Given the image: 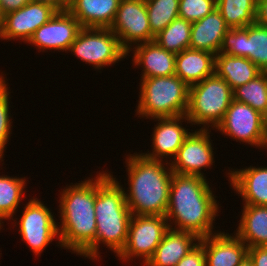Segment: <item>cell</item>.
Returning a JSON list of instances; mask_svg holds the SVG:
<instances>
[{
	"mask_svg": "<svg viewBox=\"0 0 267 266\" xmlns=\"http://www.w3.org/2000/svg\"><path fill=\"white\" fill-rule=\"evenodd\" d=\"M125 164L129 187L123 190L132 215L165 216L173 174L170 163L135 152L126 155Z\"/></svg>",
	"mask_w": 267,
	"mask_h": 266,
	"instance_id": "3957f363",
	"label": "cell"
},
{
	"mask_svg": "<svg viewBox=\"0 0 267 266\" xmlns=\"http://www.w3.org/2000/svg\"><path fill=\"white\" fill-rule=\"evenodd\" d=\"M168 230L166 216L132 215L126 244L117 255L119 261L130 263L137 257L143 260L141 265L144 266Z\"/></svg>",
	"mask_w": 267,
	"mask_h": 266,
	"instance_id": "ba28073f",
	"label": "cell"
},
{
	"mask_svg": "<svg viewBox=\"0 0 267 266\" xmlns=\"http://www.w3.org/2000/svg\"><path fill=\"white\" fill-rule=\"evenodd\" d=\"M21 211L23 214L19 218V222L14 219L15 225H19V234L22 241L27 243L32 252L37 256L41 255L44 249L58 239V246L61 247L58 235V223L54 213L50 208L44 205V202L36 198H31ZM53 213V214H52ZM55 218V219H54ZM16 221V222H15Z\"/></svg>",
	"mask_w": 267,
	"mask_h": 266,
	"instance_id": "9c48e42d",
	"label": "cell"
},
{
	"mask_svg": "<svg viewBox=\"0 0 267 266\" xmlns=\"http://www.w3.org/2000/svg\"><path fill=\"white\" fill-rule=\"evenodd\" d=\"M176 266H206L203 245L199 242Z\"/></svg>",
	"mask_w": 267,
	"mask_h": 266,
	"instance_id": "d6a6232c",
	"label": "cell"
},
{
	"mask_svg": "<svg viewBox=\"0 0 267 266\" xmlns=\"http://www.w3.org/2000/svg\"><path fill=\"white\" fill-rule=\"evenodd\" d=\"M25 177L0 176V219L3 221L14 219L20 207L26 189Z\"/></svg>",
	"mask_w": 267,
	"mask_h": 266,
	"instance_id": "4316f807",
	"label": "cell"
},
{
	"mask_svg": "<svg viewBox=\"0 0 267 266\" xmlns=\"http://www.w3.org/2000/svg\"><path fill=\"white\" fill-rule=\"evenodd\" d=\"M219 53L245 57L262 72H267V27L257 24L230 28Z\"/></svg>",
	"mask_w": 267,
	"mask_h": 266,
	"instance_id": "7c38bea8",
	"label": "cell"
},
{
	"mask_svg": "<svg viewBox=\"0 0 267 266\" xmlns=\"http://www.w3.org/2000/svg\"><path fill=\"white\" fill-rule=\"evenodd\" d=\"M264 121V142H265V150L267 148V112L263 115Z\"/></svg>",
	"mask_w": 267,
	"mask_h": 266,
	"instance_id": "74e56055",
	"label": "cell"
},
{
	"mask_svg": "<svg viewBox=\"0 0 267 266\" xmlns=\"http://www.w3.org/2000/svg\"><path fill=\"white\" fill-rule=\"evenodd\" d=\"M154 122H158L154 126L152 136V152L141 153L144 157L151 160H158L168 163V159L171 157L174 159L178 149L182 146L184 140L190 135L191 132L182 126L183 122H191L186 115H180L175 117L153 118ZM166 158V160H165Z\"/></svg>",
	"mask_w": 267,
	"mask_h": 266,
	"instance_id": "2e32d148",
	"label": "cell"
},
{
	"mask_svg": "<svg viewBox=\"0 0 267 266\" xmlns=\"http://www.w3.org/2000/svg\"><path fill=\"white\" fill-rule=\"evenodd\" d=\"M230 30L220 12L215 8L204 18L192 22L191 49L204 50L217 55L223 38Z\"/></svg>",
	"mask_w": 267,
	"mask_h": 266,
	"instance_id": "44dd1931",
	"label": "cell"
},
{
	"mask_svg": "<svg viewBox=\"0 0 267 266\" xmlns=\"http://www.w3.org/2000/svg\"><path fill=\"white\" fill-rule=\"evenodd\" d=\"M121 0H69L68 11L81 27L110 28Z\"/></svg>",
	"mask_w": 267,
	"mask_h": 266,
	"instance_id": "ffe728a7",
	"label": "cell"
},
{
	"mask_svg": "<svg viewBox=\"0 0 267 266\" xmlns=\"http://www.w3.org/2000/svg\"><path fill=\"white\" fill-rule=\"evenodd\" d=\"M215 232L199 240L204 249L205 265L238 266L248 255V246L235 233Z\"/></svg>",
	"mask_w": 267,
	"mask_h": 266,
	"instance_id": "e0dca14e",
	"label": "cell"
},
{
	"mask_svg": "<svg viewBox=\"0 0 267 266\" xmlns=\"http://www.w3.org/2000/svg\"><path fill=\"white\" fill-rule=\"evenodd\" d=\"M79 21L68 11H57L45 24L40 26L28 41L38 52L54 50L67 52L81 29Z\"/></svg>",
	"mask_w": 267,
	"mask_h": 266,
	"instance_id": "9a60e30c",
	"label": "cell"
},
{
	"mask_svg": "<svg viewBox=\"0 0 267 266\" xmlns=\"http://www.w3.org/2000/svg\"><path fill=\"white\" fill-rule=\"evenodd\" d=\"M97 175L72 183L61 190L58 235L61 248L90 260H95V197Z\"/></svg>",
	"mask_w": 267,
	"mask_h": 266,
	"instance_id": "7a4b0ae2",
	"label": "cell"
},
{
	"mask_svg": "<svg viewBox=\"0 0 267 266\" xmlns=\"http://www.w3.org/2000/svg\"><path fill=\"white\" fill-rule=\"evenodd\" d=\"M136 116L145 119L186 115L189 86L175 74L140 79Z\"/></svg>",
	"mask_w": 267,
	"mask_h": 266,
	"instance_id": "5b68a950",
	"label": "cell"
},
{
	"mask_svg": "<svg viewBox=\"0 0 267 266\" xmlns=\"http://www.w3.org/2000/svg\"><path fill=\"white\" fill-rule=\"evenodd\" d=\"M257 24L267 27V0H257Z\"/></svg>",
	"mask_w": 267,
	"mask_h": 266,
	"instance_id": "d590c367",
	"label": "cell"
},
{
	"mask_svg": "<svg viewBox=\"0 0 267 266\" xmlns=\"http://www.w3.org/2000/svg\"><path fill=\"white\" fill-rule=\"evenodd\" d=\"M30 1L48 4L53 8H55L57 11L68 10L69 6V0H30Z\"/></svg>",
	"mask_w": 267,
	"mask_h": 266,
	"instance_id": "8d00e7d4",
	"label": "cell"
},
{
	"mask_svg": "<svg viewBox=\"0 0 267 266\" xmlns=\"http://www.w3.org/2000/svg\"><path fill=\"white\" fill-rule=\"evenodd\" d=\"M199 240L200 238L193 233L169 228L144 266H176L199 243Z\"/></svg>",
	"mask_w": 267,
	"mask_h": 266,
	"instance_id": "7402d4cb",
	"label": "cell"
},
{
	"mask_svg": "<svg viewBox=\"0 0 267 266\" xmlns=\"http://www.w3.org/2000/svg\"><path fill=\"white\" fill-rule=\"evenodd\" d=\"M191 29L192 22L178 17L159 32L154 41L163 49L178 54L189 48Z\"/></svg>",
	"mask_w": 267,
	"mask_h": 266,
	"instance_id": "83f0119b",
	"label": "cell"
},
{
	"mask_svg": "<svg viewBox=\"0 0 267 266\" xmlns=\"http://www.w3.org/2000/svg\"><path fill=\"white\" fill-rule=\"evenodd\" d=\"M145 3L154 36L179 17V0H145Z\"/></svg>",
	"mask_w": 267,
	"mask_h": 266,
	"instance_id": "f546056e",
	"label": "cell"
},
{
	"mask_svg": "<svg viewBox=\"0 0 267 266\" xmlns=\"http://www.w3.org/2000/svg\"><path fill=\"white\" fill-rule=\"evenodd\" d=\"M215 73V54L187 48L176 54L175 75L189 87Z\"/></svg>",
	"mask_w": 267,
	"mask_h": 266,
	"instance_id": "603a6c76",
	"label": "cell"
},
{
	"mask_svg": "<svg viewBox=\"0 0 267 266\" xmlns=\"http://www.w3.org/2000/svg\"><path fill=\"white\" fill-rule=\"evenodd\" d=\"M30 0H0V8L4 15L25 6Z\"/></svg>",
	"mask_w": 267,
	"mask_h": 266,
	"instance_id": "e575fe53",
	"label": "cell"
},
{
	"mask_svg": "<svg viewBox=\"0 0 267 266\" xmlns=\"http://www.w3.org/2000/svg\"><path fill=\"white\" fill-rule=\"evenodd\" d=\"M233 100L230 85L216 73L189 87V103L186 117L191 125L208 130L223 120Z\"/></svg>",
	"mask_w": 267,
	"mask_h": 266,
	"instance_id": "8992f818",
	"label": "cell"
},
{
	"mask_svg": "<svg viewBox=\"0 0 267 266\" xmlns=\"http://www.w3.org/2000/svg\"><path fill=\"white\" fill-rule=\"evenodd\" d=\"M109 171L97 174L95 197V260H101L100 244L116 256L124 248L132 213L127 205L123 185Z\"/></svg>",
	"mask_w": 267,
	"mask_h": 266,
	"instance_id": "277c9868",
	"label": "cell"
},
{
	"mask_svg": "<svg viewBox=\"0 0 267 266\" xmlns=\"http://www.w3.org/2000/svg\"><path fill=\"white\" fill-rule=\"evenodd\" d=\"M3 20H4V14L2 13L1 8H0V30L3 24Z\"/></svg>",
	"mask_w": 267,
	"mask_h": 266,
	"instance_id": "ab89813d",
	"label": "cell"
},
{
	"mask_svg": "<svg viewBox=\"0 0 267 266\" xmlns=\"http://www.w3.org/2000/svg\"><path fill=\"white\" fill-rule=\"evenodd\" d=\"M131 51L133 53L132 63L135 68L139 66L143 69L141 79L175 74L176 54L163 49L155 41L133 46L127 55Z\"/></svg>",
	"mask_w": 267,
	"mask_h": 266,
	"instance_id": "d6986e66",
	"label": "cell"
},
{
	"mask_svg": "<svg viewBox=\"0 0 267 266\" xmlns=\"http://www.w3.org/2000/svg\"><path fill=\"white\" fill-rule=\"evenodd\" d=\"M67 52H71L85 64H92L98 71L115 65L128 56L110 28L82 27Z\"/></svg>",
	"mask_w": 267,
	"mask_h": 266,
	"instance_id": "52a82bcc",
	"label": "cell"
},
{
	"mask_svg": "<svg viewBox=\"0 0 267 266\" xmlns=\"http://www.w3.org/2000/svg\"><path fill=\"white\" fill-rule=\"evenodd\" d=\"M3 72L0 74V163L4 161V151L6 145L9 142V138L11 137V132L13 131L11 128L12 124V116L10 111V87H8L9 83H6V78ZM9 88V89H8ZM9 90V91H8ZM11 117V119H10Z\"/></svg>",
	"mask_w": 267,
	"mask_h": 266,
	"instance_id": "4dcf8cb0",
	"label": "cell"
},
{
	"mask_svg": "<svg viewBox=\"0 0 267 266\" xmlns=\"http://www.w3.org/2000/svg\"><path fill=\"white\" fill-rule=\"evenodd\" d=\"M248 256L254 266H267V246L248 248Z\"/></svg>",
	"mask_w": 267,
	"mask_h": 266,
	"instance_id": "836d02e7",
	"label": "cell"
},
{
	"mask_svg": "<svg viewBox=\"0 0 267 266\" xmlns=\"http://www.w3.org/2000/svg\"><path fill=\"white\" fill-rule=\"evenodd\" d=\"M216 8V0H179V17L194 22Z\"/></svg>",
	"mask_w": 267,
	"mask_h": 266,
	"instance_id": "1f68e13d",
	"label": "cell"
},
{
	"mask_svg": "<svg viewBox=\"0 0 267 266\" xmlns=\"http://www.w3.org/2000/svg\"><path fill=\"white\" fill-rule=\"evenodd\" d=\"M238 266H254L252 260L247 255Z\"/></svg>",
	"mask_w": 267,
	"mask_h": 266,
	"instance_id": "f35d334b",
	"label": "cell"
},
{
	"mask_svg": "<svg viewBox=\"0 0 267 266\" xmlns=\"http://www.w3.org/2000/svg\"><path fill=\"white\" fill-rule=\"evenodd\" d=\"M234 232L247 246H267V206L243 205Z\"/></svg>",
	"mask_w": 267,
	"mask_h": 266,
	"instance_id": "cb8c5ba5",
	"label": "cell"
},
{
	"mask_svg": "<svg viewBox=\"0 0 267 266\" xmlns=\"http://www.w3.org/2000/svg\"><path fill=\"white\" fill-rule=\"evenodd\" d=\"M211 129H196L194 132L191 130L174 159L169 160L173 173L207 178L202 170L210 168L215 162V152L210 137Z\"/></svg>",
	"mask_w": 267,
	"mask_h": 266,
	"instance_id": "4fadbf2b",
	"label": "cell"
},
{
	"mask_svg": "<svg viewBox=\"0 0 267 266\" xmlns=\"http://www.w3.org/2000/svg\"><path fill=\"white\" fill-rule=\"evenodd\" d=\"M216 9L230 28L254 24L257 15V0H216Z\"/></svg>",
	"mask_w": 267,
	"mask_h": 266,
	"instance_id": "484cf974",
	"label": "cell"
},
{
	"mask_svg": "<svg viewBox=\"0 0 267 266\" xmlns=\"http://www.w3.org/2000/svg\"><path fill=\"white\" fill-rule=\"evenodd\" d=\"M262 71L248 58L218 53L215 55V73L234 90L253 80Z\"/></svg>",
	"mask_w": 267,
	"mask_h": 266,
	"instance_id": "d4e9b609",
	"label": "cell"
},
{
	"mask_svg": "<svg viewBox=\"0 0 267 266\" xmlns=\"http://www.w3.org/2000/svg\"><path fill=\"white\" fill-rule=\"evenodd\" d=\"M216 129L233 141L265 148L263 115L246 103L233 99Z\"/></svg>",
	"mask_w": 267,
	"mask_h": 266,
	"instance_id": "30bf717a",
	"label": "cell"
},
{
	"mask_svg": "<svg viewBox=\"0 0 267 266\" xmlns=\"http://www.w3.org/2000/svg\"><path fill=\"white\" fill-rule=\"evenodd\" d=\"M3 224H4V221H2V220L0 219V230L2 229Z\"/></svg>",
	"mask_w": 267,
	"mask_h": 266,
	"instance_id": "60d3db41",
	"label": "cell"
},
{
	"mask_svg": "<svg viewBox=\"0 0 267 266\" xmlns=\"http://www.w3.org/2000/svg\"><path fill=\"white\" fill-rule=\"evenodd\" d=\"M209 185L206 178L197 175L172 174L165 215L170 229L190 232L200 239L215 234L220 204Z\"/></svg>",
	"mask_w": 267,
	"mask_h": 266,
	"instance_id": "6da1fadb",
	"label": "cell"
},
{
	"mask_svg": "<svg viewBox=\"0 0 267 266\" xmlns=\"http://www.w3.org/2000/svg\"><path fill=\"white\" fill-rule=\"evenodd\" d=\"M233 99L246 103L262 115L267 112V72L233 90Z\"/></svg>",
	"mask_w": 267,
	"mask_h": 266,
	"instance_id": "f1b7e54d",
	"label": "cell"
},
{
	"mask_svg": "<svg viewBox=\"0 0 267 266\" xmlns=\"http://www.w3.org/2000/svg\"><path fill=\"white\" fill-rule=\"evenodd\" d=\"M56 12L57 10L48 4L30 1L22 8L4 15L0 39L21 40L20 42L26 44L34 32L47 23Z\"/></svg>",
	"mask_w": 267,
	"mask_h": 266,
	"instance_id": "5bb4252c",
	"label": "cell"
},
{
	"mask_svg": "<svg viewBox=\"0 0 267 266\" xmlns=\"http://www.w3.org/2000/svg\"><path fill=\"white\" fill-rule=\"evenodd\" d=\"M110 29L127 52L134 45L155 38L151 33L145 0H121Z\"/></svg>",
	"mask_w": 267,
	"mask_h": 266,
	"instance_id": "8fae6325",
	"label": "cell"
},
{
	"mask_svg": "<svg viewBox=\"0 0 267 266\" xmlns=\"http://www.w3.org/2000/svg\"><path fill=\"white\" fill-rule=\"evenodd\" d=\"M228 170L232 190L241 196L242 205L267 206V166Z\"/></svg>",
	"mask_w": 267,
	"mask_h": 266,
	"instance_id": "ac0fdd59",
	"label": "cell"
}]
</instances>
